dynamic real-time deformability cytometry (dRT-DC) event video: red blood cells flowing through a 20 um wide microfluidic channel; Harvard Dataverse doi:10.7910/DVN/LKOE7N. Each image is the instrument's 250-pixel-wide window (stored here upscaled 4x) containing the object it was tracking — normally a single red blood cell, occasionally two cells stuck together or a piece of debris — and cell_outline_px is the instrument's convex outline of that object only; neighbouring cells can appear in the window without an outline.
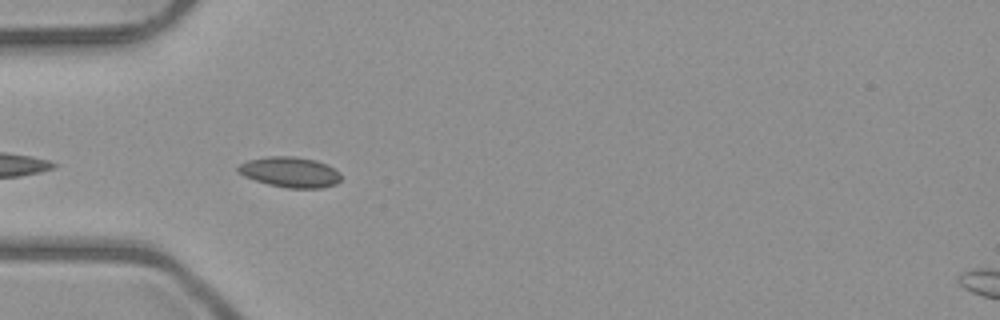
{"species": "common noctule bat (a hibernating species)", "species_latin": "Nyctalus noctula", "temperature_condition": "room temperature", "stored_images_in_passage": 6, "camera_frame_rate_fps": 3000, "um_per_image_px": 0.085, "animal": {"sex": "male", "body_mass_g": 23.1, "forearm_length_mm": 52.7}, "frame": {"image": 1, "passage_image": 5, "time_ms": 4.667, "image_size_px": [1000, 320], "cell_outline_px": [[340, 180], [336, 184], [324, 188], [288, 188], [268, 184], [244, 176], [236, 172], [236, 168], [240, 164], [248, 160], [268, 156], [292, 156], [316, 160], [328, 164], [340, 172]], "centroid_in_image_um": [24.66, 14.63], "position_along_channel_um": 60.3, "area_um2": 18.38}}
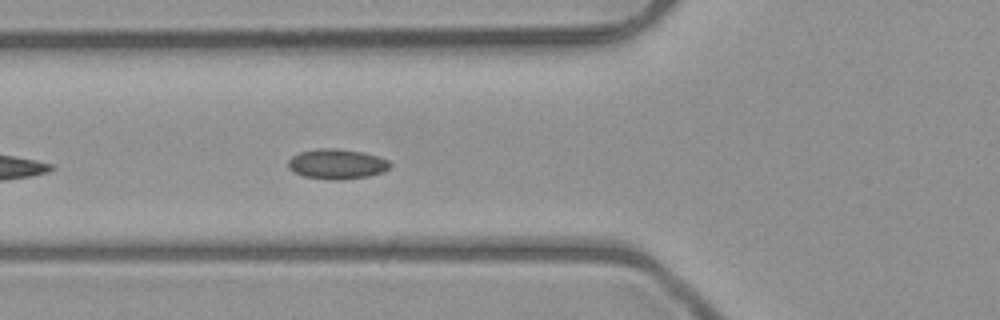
{"frame": {"image": 2, "passage_image": 6, "time_ms": 5.667, "image_size_px": [1000, 320], "cell_outline_px": [[392, 164], [384, 172], [368, 176], [340, 180], [332, 180], [304, 176], [292, 172], [288, 168], [288, 160], [292, 156], [300, 152], [316, 148], [336, 148], [364, 152], [388, 160]], "centroid_in_image_um": [28.62, 13.94], "position_along_channel_um": 97.2, "area_um2": 17.98}}